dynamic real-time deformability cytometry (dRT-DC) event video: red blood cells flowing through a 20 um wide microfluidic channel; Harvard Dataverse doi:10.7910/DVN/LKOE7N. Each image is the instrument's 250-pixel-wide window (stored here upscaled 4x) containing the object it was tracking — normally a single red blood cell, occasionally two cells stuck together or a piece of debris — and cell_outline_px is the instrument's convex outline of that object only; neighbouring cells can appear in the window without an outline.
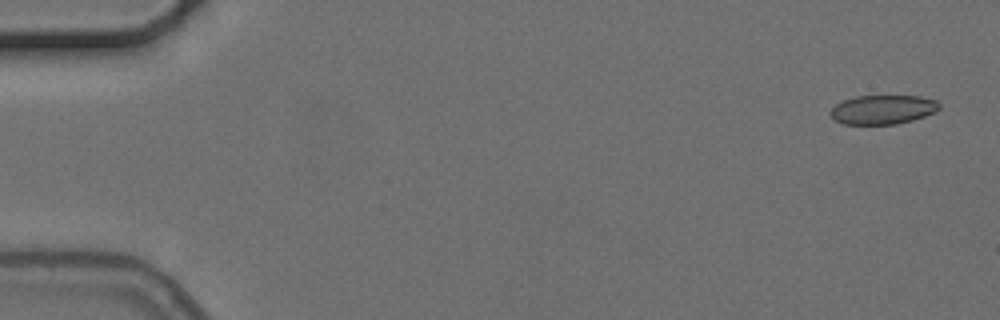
{"species": "common noctule bat (a hibernating species)", "species_latin": "Nyctalus noctula", "temperature_condition": "cold", "stored_images_in_passage": 5, "camera_frame_rate_fps": 3000, "um_per_image_px": 0.085, "animal": {"sex": "female", "body_mass_g": 24.6, "forearm_length_mm": 56.2}, "frame": {"image": 1, "passage_image": 1, "time_ms": 0.0, "image_size_px": [1000, 320], "cell_outline_px": [[940, 108], [936, 112], [912, 120], [896, 124], [844, 124], [836, 120], [828, 112], [836, 104], [844, 100], [856, 96], [920, 96], [936, 100], [940, 104]], "centroid_in_image_um": [75.06, 9.31], "position_along_channel_um": 9.9, "area_um2": 18.44}}
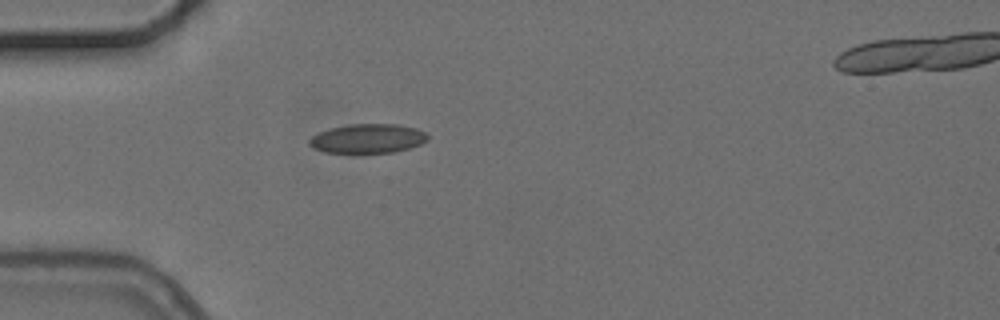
{"frame": {"image": 2, "passage_image": 4, "time_ms": 4.667, "image_size_px": [1000, 320], "cell_outline_px": [[428, 140], [420, 144], [396, 152], [352, 156], [324, 152], [312, 148], [308, 144], [308, 140], [312, 136], [328, 128], [348, 124], [396, 124], [416, 128], [424, 132], [428, 136]], "centroid_in_image_um": [31.19, 11.83], "position_along_channel_um": 53.8, "area_um2": 21.15}}